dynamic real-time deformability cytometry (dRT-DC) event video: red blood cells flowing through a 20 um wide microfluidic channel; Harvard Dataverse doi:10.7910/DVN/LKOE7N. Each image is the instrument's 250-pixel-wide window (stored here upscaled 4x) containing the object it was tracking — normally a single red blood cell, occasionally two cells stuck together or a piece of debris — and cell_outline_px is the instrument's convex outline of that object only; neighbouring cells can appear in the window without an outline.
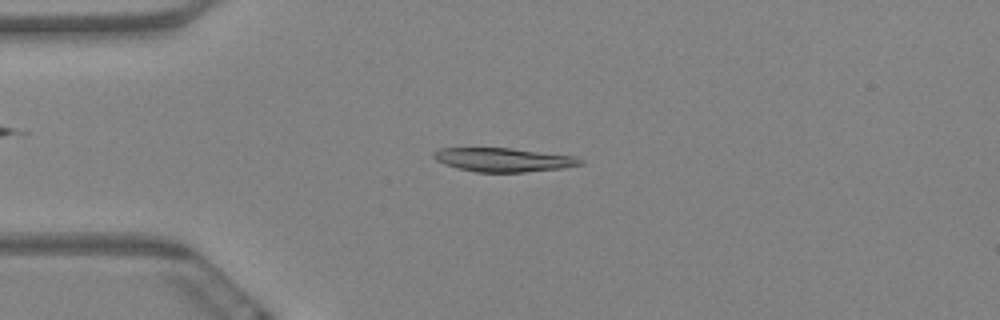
{"species": "Egyptian fruit bat (a non-hibernating species)", "species_latin": "Rousettus aegyptiacus", "temperature_condition": "warm", "stored_images_in_passage": 5, "camera_frame_rate_fps": 3000, "um_per_image_px": 0.085, "animal": {"sex": "female"}, "frame": {"image": 1, "passage_image": 3, "time_ms": 0.667, "image_size_px": [1000, 320], "cell_outline_px": [[584, 164], [564, 168], [524, 172], [476, 172], [456, 168], [444, 164], [436, 160], [432, 156], [432, 152], [440, 148], [512, 148], [576, 156], [584, 160]], "centroid_in_image_um": [42.81, 13.58], "position_along_channel_um": 42.2, "area_um2": 20.58}}
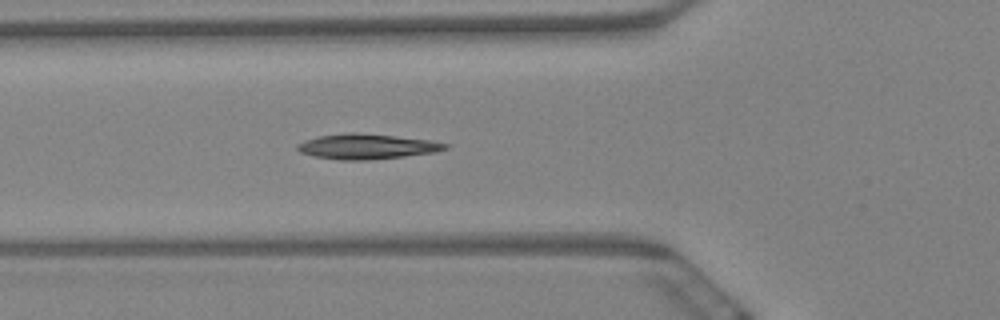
{"frame": {"image": 2, "passage_image": 5, "time_ms": 1.333, "image_size_px": [1000, 320], "cell_outline_px": [[448, 148], [436, 152], [404, 156], [368, 160], [340, 160], [312, 156], [300, 152], [296, 148], [296, 144], [304, 140], [320, 136], [348, 132], [352, 132], [396, 136], [432, 140], [448, 144]], "centroid_in_image_um": [31.16, 12.45], "position_along_channel_um": 94.6, "area_um2": 21.73}}